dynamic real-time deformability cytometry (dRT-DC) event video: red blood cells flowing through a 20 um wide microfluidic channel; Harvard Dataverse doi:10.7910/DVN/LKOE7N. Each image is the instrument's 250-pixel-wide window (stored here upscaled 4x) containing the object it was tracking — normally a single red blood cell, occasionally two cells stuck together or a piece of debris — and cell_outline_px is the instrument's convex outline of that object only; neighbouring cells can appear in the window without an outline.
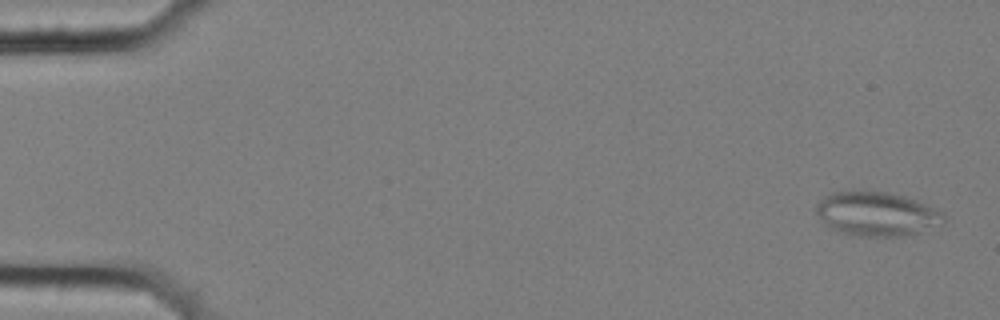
{"species": "common noctule bat (a hibernating species)", "species_latin": "Nyctalus noctula", "temperature_condition": "cold", "stored_images_in_passage": 5, "camera_frame_rate_fps": 3000, "um_per_image_px": 0.085, "animal": {"sex": "female", "body_mass_g": 25.1}, "frame": {"image": 1, "passage_image": 1, "time_ms": 0.0, "image_size_px": [1000, 320], "cell_outline_px": [[944, 220], [916, 232], [904, 236], [860, 236], [836, 232], [816, 212], [816, 204], [824, 196], [832, 192], [888, 192], [904, 196], [916, 200], [944, 212]], "centroid_in_image_um": [74.48, 18.18], "position_along_channel_um": 10.5, "area_um2": 31.96}}
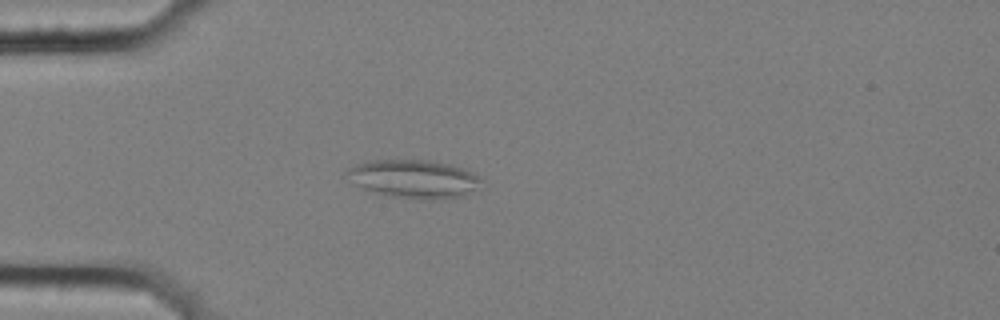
{"frame": {"image": 2, "passage_image": 5, "time_ms": 1.333, "image_size_px": [1000, 320], "cell_outline_px": [[480, 180], [476, 188], [460, 196], [428, 200], [392, 196], [376, 192], [352, 184], [344, 172], [348, 168], [356, 164], [372, 160], [428, 160], [448, 164], [460, 168], [480, 176]], "centroid_in_image_um": [35.1, 15.19], "position_along_channel_um": 49.9, "area_um2": 29.48}}